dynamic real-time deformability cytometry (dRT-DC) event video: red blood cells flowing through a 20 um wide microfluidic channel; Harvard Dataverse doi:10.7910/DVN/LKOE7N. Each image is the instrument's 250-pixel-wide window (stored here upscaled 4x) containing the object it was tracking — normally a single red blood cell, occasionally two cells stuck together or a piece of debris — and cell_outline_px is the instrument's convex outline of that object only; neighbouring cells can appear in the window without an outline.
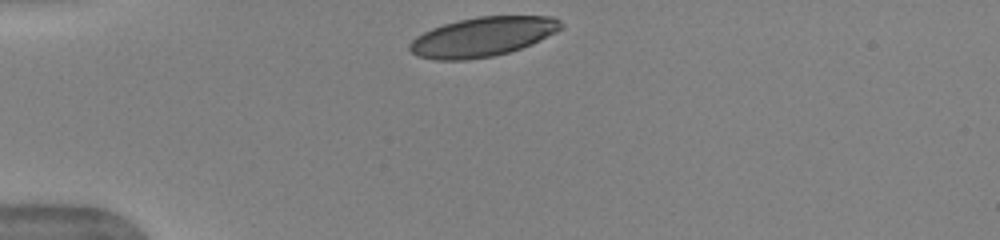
{"species": "human", "species_latin": "Homo sapiens", "temperature_condition": "warm", "stored_images_in_passage": 33, "camera_frame_rate_fps": 3000, "um_per_image_px": 0.085, "donor": {"sex": "female"}, "frame": {"image": 1, "passage_image": 1, "time_ms": 0.0, "image_size_px": [1000, 240], "cell_outline_px": [[564, 28], [532, 44], [508, 52], [492, 56], [468, 60], [436, 60], [416, 56], [408, 48], [408, 44], [416, 36], [432, 28], [444, 24], [476, 16], [552, 16], [560, 20], [564, 24]], "centroid_in_image_um": [41.03, 3.13], "position_along_channel_um": 44.0, "area_um2": 34.85}, "authors_computed_cell_mechanics": {"area_um2": 36.5874, "velocity_mm_per_s": 3.9179, "shape_relaxation_time_tau1_ms": 3.0676, "shape_relaxation_time_tau2_ms": 1.0016, "deformation_change_tau1": 0.1371, "deformation_change_tau2": 0.0665}}